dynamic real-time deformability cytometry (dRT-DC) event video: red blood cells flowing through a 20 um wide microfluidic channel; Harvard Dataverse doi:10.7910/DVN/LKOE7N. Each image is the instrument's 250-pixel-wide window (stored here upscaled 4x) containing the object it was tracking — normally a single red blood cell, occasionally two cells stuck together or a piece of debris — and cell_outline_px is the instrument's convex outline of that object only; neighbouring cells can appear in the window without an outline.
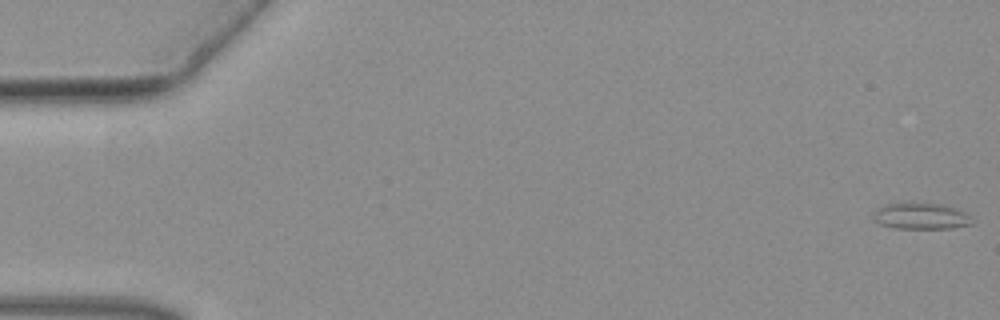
{"species": "common noctule bat (a hibernating species)", "species_latin": "Nyctalus noctula", "temperature_condition": "warm", "stored_images_in_passage": 51, "camera_frame_rate_fps": 3000, "um_per_image_px": 0.085, "animal": {"sex": "female", "body_mass_g": 19.3, "forearm_length_mm": 54.1}, "frame": {"image": 1, "passage_image": 1, "time_ms": 0.0, "image_size_px": [1000, 320], "cell_outline_px": [[976, 220], [972, 224], [952, 228], [896, 228], [880, 224], [872, 216], [872, 212], [888, 204], [944, 204], [964, 212]], "centroid_in_image_um": [78.34, 18.39], "position_along_channel_um": 6.7, "area_um2": 14.8}}
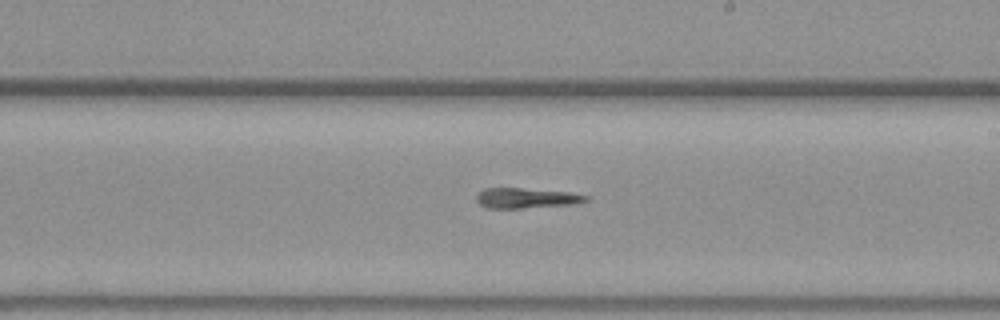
{"frame": {"image": 2, "passage_image": 30, "time_ms": 9.667, "image_size_px": [1000, 320], "cell_outline_px": [[588, 200], [576, 204], [520, 208], [488, 208], [480, 204], [476, 200], [476, 196], [484, 188], [520, 188], [568, 192], [588, 196]], "centroid_in_image_um": [44.73, 16.84], "position_along_channel_um": 244.3, "area_um2": 12.77}}
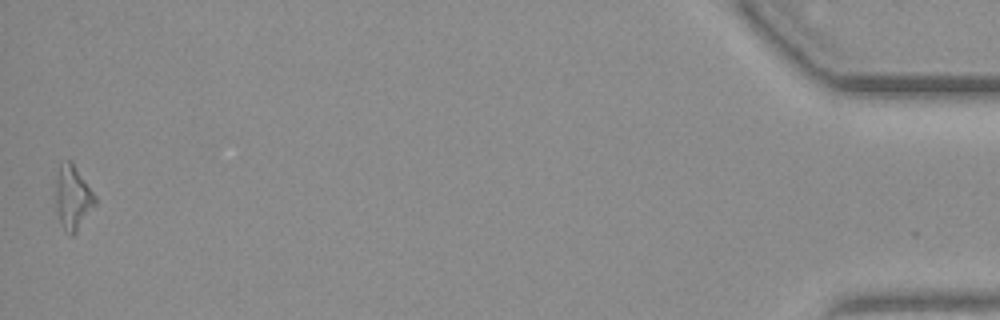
{"frame": {"image": 3, "passage_image": 51, "time_ms": 16.667, "image_size_px": [1000, 320], "cell_outline_px": [[96, 204], [76, 232], [72, 236], [68, 236], [60, 220], [56, 208], [56, 176], [60, 164], [68, 160], [72, 160], [96, 196]], "centroid_in_image_um": [6.2, 16.77], "position_along_channel_um": 429.0, "area_um2": 14.68}}